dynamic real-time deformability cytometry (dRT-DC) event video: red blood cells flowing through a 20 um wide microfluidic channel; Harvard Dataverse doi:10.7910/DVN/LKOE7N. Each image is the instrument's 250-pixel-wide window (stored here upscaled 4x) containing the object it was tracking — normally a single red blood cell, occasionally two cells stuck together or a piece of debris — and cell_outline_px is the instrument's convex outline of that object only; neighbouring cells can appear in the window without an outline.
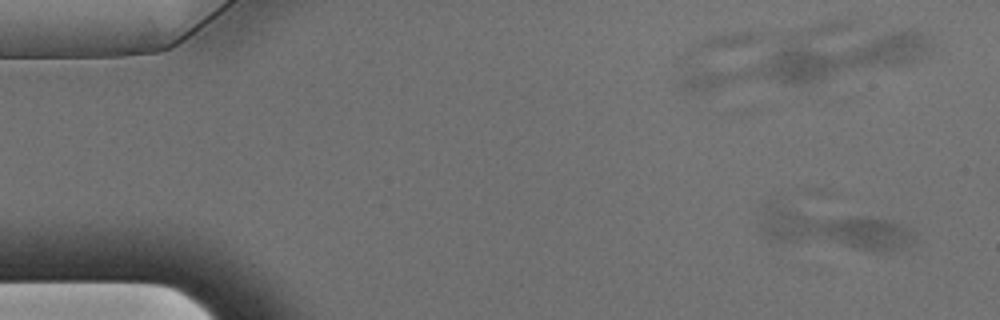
{"species": "Egyptian fruit bat (a non-hibernating species)", "species_latin": "Rousettus aegyptiacus", "temperature_condition": "warm", "stored_images_in_passage": 16, "camera_frame_rate_fps": 3000, "um_per_image_px": 0.085, "animal": {"sex": "male"}, "frame": {"image": 1, "passage_image": 3, "time_ms": 0.667, "image_size_px": [1000, 320], "cell_outline_px": [[904, 224], [900, 248], [892, 252], [880, 252], [776, 240], [764, 236], [760, 228], [764, 208], [768, 200], [772, 200], [904, 220]], "centroid_in_image_um": [70.6, 19.33], "position_along_channel_um": 14.4, "area_um2": 37.05}}
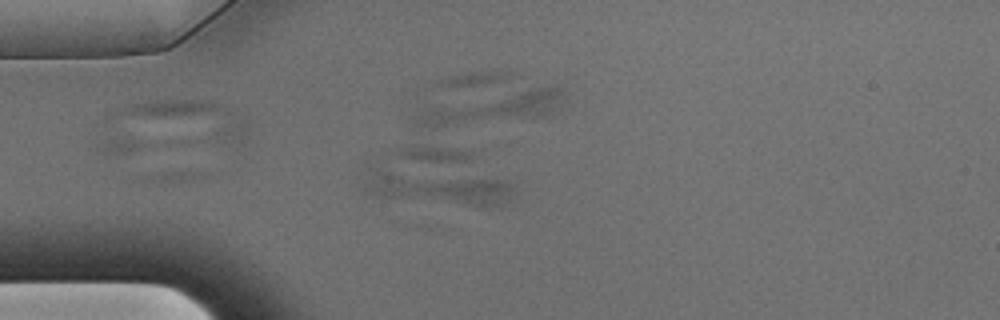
{"frame": {"image": 2, "passage_image": 14, "time_ms": 4.333, "image_size_px": [1000, 320], "cell_outline_px": [[512, 196], [500, 208], [480, 208], [372, 196], [360, 192], [356, 188], [364, 160], [500, 180], [508, 184], [512, 188]], "centroid_in_image_um": [36.69, 15.82], "position_along_channel_um": 48.3, "area_um2": 34.51}}